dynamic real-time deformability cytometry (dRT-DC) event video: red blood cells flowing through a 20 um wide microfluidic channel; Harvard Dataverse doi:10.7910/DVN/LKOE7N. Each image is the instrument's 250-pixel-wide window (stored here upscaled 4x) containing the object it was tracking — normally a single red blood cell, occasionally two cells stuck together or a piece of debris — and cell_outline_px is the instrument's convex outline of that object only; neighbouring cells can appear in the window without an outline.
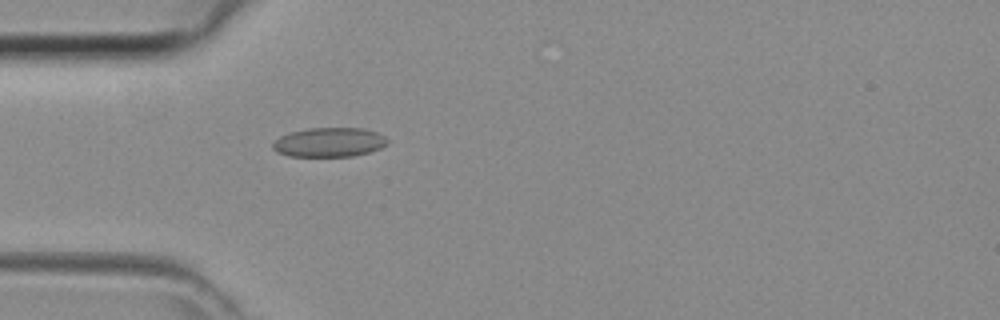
{"species": "common noctule bat (a hibernating species)", "species_latin": "Nyctalus noctula", "temperature_condition": "room temperature", "stored_images_in_passage": 29, "camera_frame_rate_fps": 3000, "um_per_image_px": 0.085, "animal": {"sex": "female", "body_mass_g": 29.2, "forearm_length_mm": 56.3}, "frame": {"image": 1, "passage_image": 6, "time_ms": 1.667, "image_size_px": [1000, 320], "cell_outline_px": [[388, 144], [380, 148], [368, 152], [352, 156], [288, 156], [276, 152], [272, 148], [272, 144], [280, 136], [292, 132], [308, 128], [364, 128], [376, 132], [384, 136], [388, 140]], "centroid_in_image_um": [27.98, 12.09], "position_along_channel_um": 57.0, "area_um2": 19.54}}
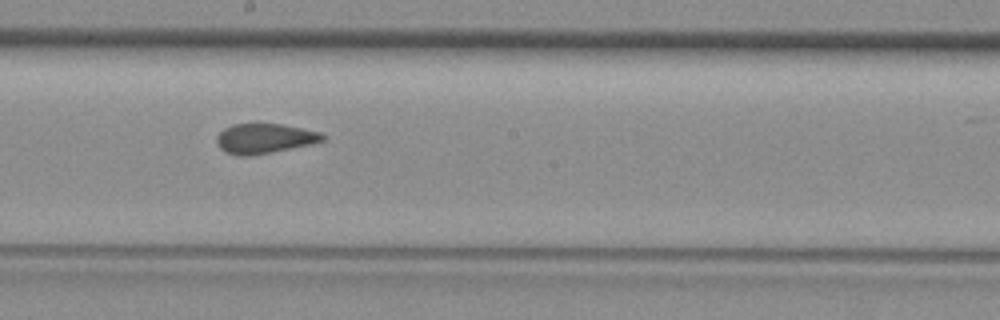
{"frame": {"image": 2, "passage_image": 17, "time_ms": 5.333, "image_size_px": [1000, 320], "cell_outline_px": [[324, 140], [308, 144], [272, 152], [252, 156], [240, 156], [224, 152], [220, 148], [216, 140], [216, 136], [224, 128], [232, 124], [256, 120], [284, 124], [320, 132], [324, 136]], "centroid_in_image_um": [22.41, 11.72], "position_along_channel_um": 225.8, "area_um2": 19.07}}
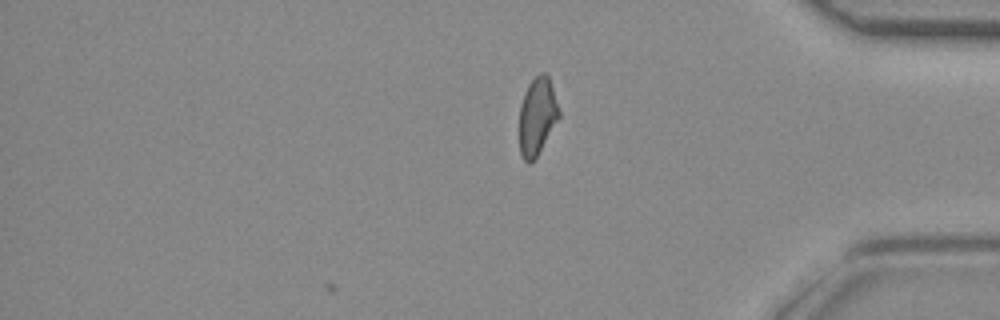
{"frame": {"image": 3, "passage_image": 29, "time_ms": 9.333, "image_size_px": [1000, 320], "cell_outline_px": [[560, 116], [536, 156], [528, 164], [524, 160], [520, 152], [520, 104], [524, 92], [528, 84], [540, 72], [544, 72], [548, 76], [560, 112]], "centroid_in_image_um": [45.65, 9.85], "position_along_channel_um": 389.6, "area_um2": 17.51}}